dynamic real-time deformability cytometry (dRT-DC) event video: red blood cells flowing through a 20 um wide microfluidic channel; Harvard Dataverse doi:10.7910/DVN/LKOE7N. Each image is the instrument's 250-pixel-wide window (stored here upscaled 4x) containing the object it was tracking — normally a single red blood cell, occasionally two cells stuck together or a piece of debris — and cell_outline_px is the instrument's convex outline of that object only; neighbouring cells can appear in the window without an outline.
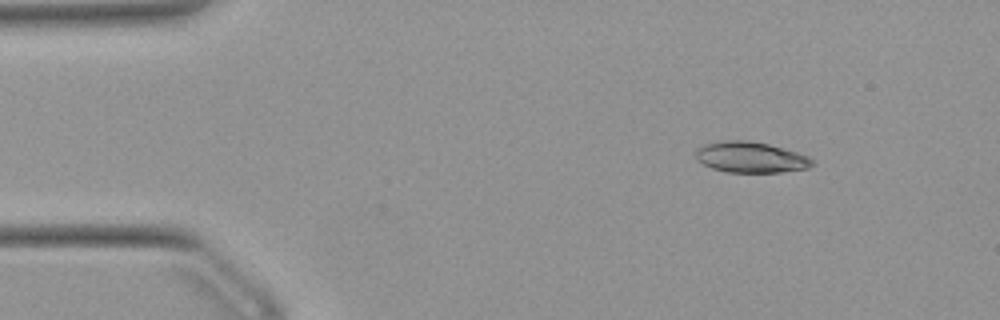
{"species": "Egyptian fruit bat (a non-hibernating species)", "species_latin": "Rousettus aegyptiacus", "temperature_condition": "warm", "stored_images_in_passage": 51, "camera_frame_rate_fps": 3000, "um_per_image_px": 0.085, "animal": {"sex": "female"}, "frame": {"image": 1, "passage_image": 6, "time_ms": 1.667, "image_size_px": [1000, 320], "cell_outline_px": [[816, 164], [808, 168], [780, 172], [728, 172], [712, 168], [704, 164], [696, 156], [696, 152], [704, 144], [720, 140], [748, 140], [768, 144], [784, 148], [808, 156], [816, 160]], "centroid_in_image_um": [63.87, 13.36], "position_along_channel_um": 21.1, "area_um2": 20.92}}
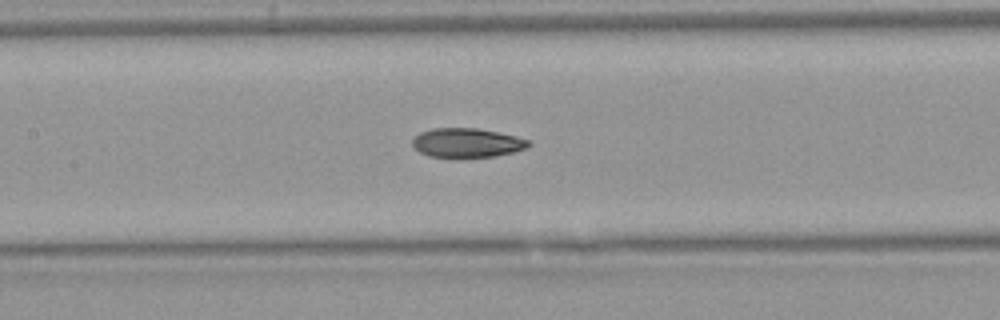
{"frame": {"image": 2, "passage_image": 23, "time_ms": 7.333, "image_size_px": [1000, 320], "cell_outline_px": [[532, 144], [528, 148], [496, 156], [460, 160], [456, 160], [428, 156], [420, 152], [412, 144], [412, 140], [420, 132], [432, 128], [476, 128], [516, 136], [528, 140]], "centroid_in_image_um": [39.68, 12.18], "position_along_channel_um": 167.7, "area_um2": 20.46}}
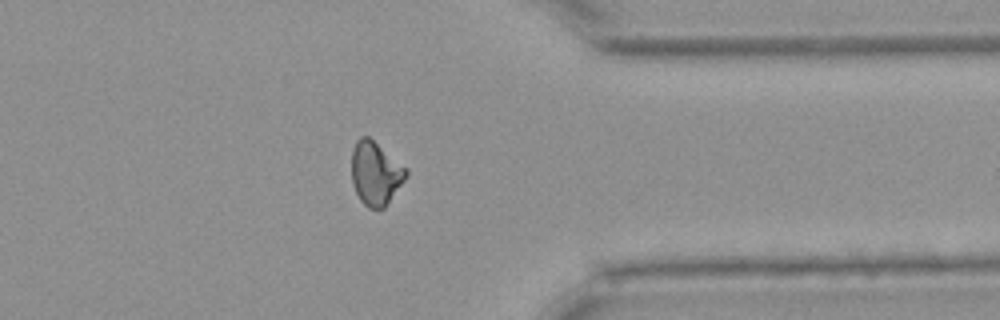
{"frame": {"image": 3, "passage_image": 40, "time_ms": 13.0, "image_size_px": [1000, 320], "cell_outline_px": [[408, 176], [384, 208], [368, 208], [360, 200], [352, 184], [352, 148], [356, 140], [360, 136], [368, 136], [408, 168]], "centroid_in_image_um": [31.93, 14.72], "position_along_channel_um": 379.5, "area_um2": 20.29}, "authors_computed_cell_mechanics": {"area_um2": 20.4612, "velocity_mm_per_s": 3.9293, "shape_relaxation_time_tau1_ms": 7.7204, "shape_relaxation_time_tau2_ms": 2.8309, "deformation_change_tau1": 0.1931, "deformation_change_tau2": 0.0842}}